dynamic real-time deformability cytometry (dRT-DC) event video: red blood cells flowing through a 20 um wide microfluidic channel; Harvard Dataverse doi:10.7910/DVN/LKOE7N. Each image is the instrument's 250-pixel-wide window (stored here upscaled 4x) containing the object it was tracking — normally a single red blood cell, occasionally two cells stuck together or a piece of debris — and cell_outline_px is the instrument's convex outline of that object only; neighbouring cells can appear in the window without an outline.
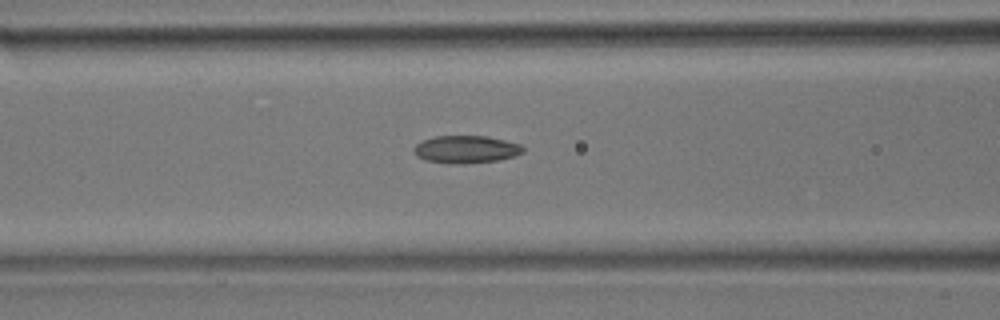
{"species": "common noctule bat (a hibernating species)", "species_latin": "Nyctalus noctula", "temperature_condition": "room temperature", "stored_images_in_passage": 37, "camera_frame_rate_fps": 3000, "um_per_image_px": 0.085, "animal": {"sex": "male", "body_mass_g": 17.9}, "frame": {"image": 1, "passage_image": 18, "time_ms": 5.667, "image_size_px": [1000, 320], "cell_outline_px": [[524, 152], [516, 156], [500, 160], [464, 164], [456, 164], [424, 160], [416, 156], [412, 152], [412, 148], [416, 144], [424, 140], [436, 136], [488, 136], [520, 144], [524, 148]], "centroid_in_image_um": [39.61, 12.7], "position_along_channel_um": 127.0, "area_um2": 17.74}}
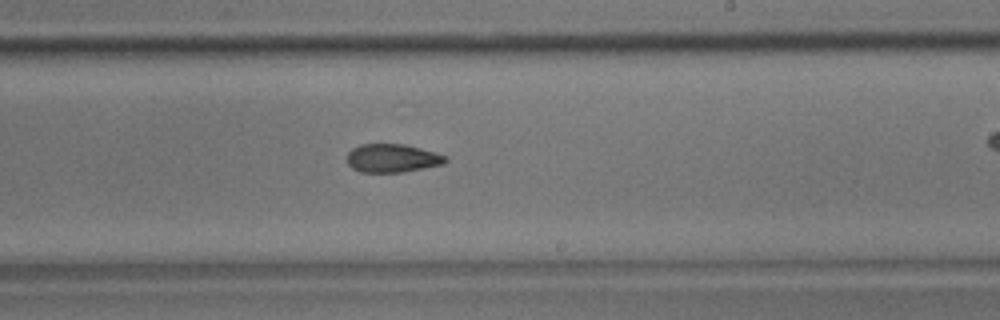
{"frame": {"image": 2, "passage_image": 27, "time_ms": 8.667, "image_size_px": [1000, 320], "cell_outline_px": [[448, 160], [444, 164], [404, 172], [360, 172], [352, 168], [348, 164], [348, 152], [352, 148], [360, 144], [404, 144], [420, 148], [448, 156]], "centroid_in_image_um": [33.36, 13.45], "position_along_channel_um": 255.6, "area_um2": 16.36}}
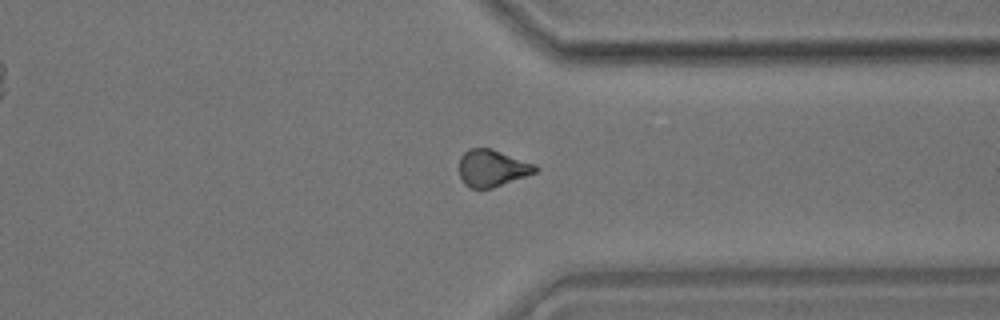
{"frame": {"image": 3, "passage_image": 35, "time_ms": 11.333, "image_size_px": [1000, 320], "cell_outline_px": [[540, 168], [536, 172], [492, 188], [468, 188], [464, 184], [460, 176], [460, 156], [468, 148], [492, 148], [536, 164]], "centroid_in_image_um": [41.84, 14.28], "position_along_channel_um": 369.6, "area_um2": 16.47}}